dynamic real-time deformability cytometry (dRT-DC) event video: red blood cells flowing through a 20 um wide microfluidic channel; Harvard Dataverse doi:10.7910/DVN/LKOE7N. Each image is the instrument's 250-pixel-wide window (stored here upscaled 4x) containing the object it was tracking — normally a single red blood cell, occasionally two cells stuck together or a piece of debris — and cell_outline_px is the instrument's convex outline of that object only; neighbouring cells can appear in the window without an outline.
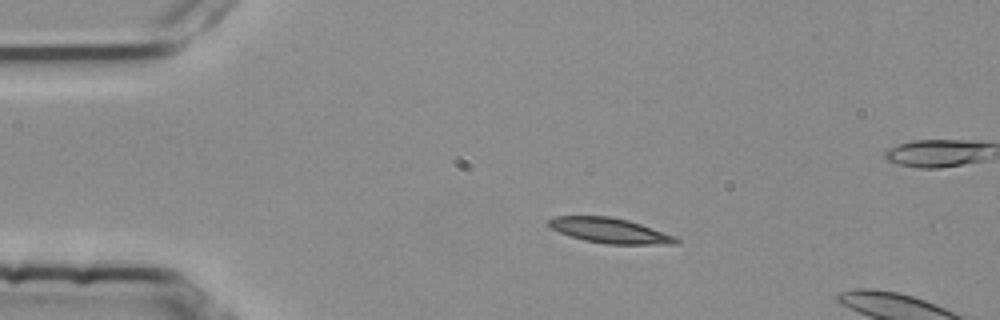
{"species": "common noctule bat (a hibernating species)", "species_latin": "Nyctalus noctula", "temperature_condition": "room temperature", "stored_images_in_passage": 3, "camera_frame_rate_fps": 3000, "um_per_image_px": 0.085, "animal": {"sex": "female", "body_mass_g": 25.1}, "frame": {"image": 1, "passage_image": 2, "time_ms": 0.333, "image_size_px": [1000, 320], "cell_outline_px": [[680, 244], [604, 244], [584, 240], [560, 232], [552, 228], [548, 224], [548, 220], [556, 216], [612, 216], [628, 220], [676, 236], [680, 240]], "centroid_in_image_um": [51.88, 19.6], "position_along_channel_um": 33.1, "area_um2": 18.55}}